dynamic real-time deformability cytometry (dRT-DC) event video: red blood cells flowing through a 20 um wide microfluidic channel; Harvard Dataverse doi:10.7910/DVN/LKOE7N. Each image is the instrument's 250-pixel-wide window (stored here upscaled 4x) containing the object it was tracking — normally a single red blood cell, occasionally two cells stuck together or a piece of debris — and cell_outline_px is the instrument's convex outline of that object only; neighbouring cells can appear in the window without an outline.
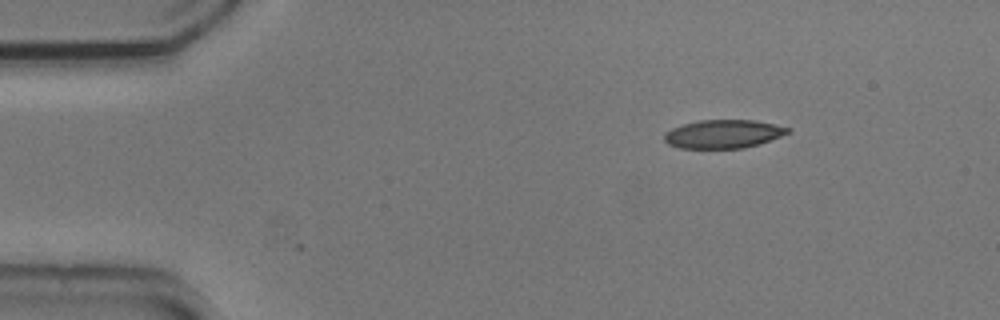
{"species": "common noctule bat (a hibernating species)", "species_latin": "Nyctalus noctula", "temperature_condition": "cold", "stored_images_in_passage": 2, "camera_frame_rate_fps": 3000, "um_per_image_px": 0.085, "animal": {"sex": "male", "body_mass_g": 20.5, "forearm_length_mm": 52.5}, "frame": {"image": 1, "passage_image": 1, "time_ms": 0.0, "image_size_px": [1000, 320], "cell_outline_px": [[792, 132], [760, 144], [744, 148], [680, 148], [668, 144], [664, 140], [664, 132], [672, 128], [684, 124], [700, 120], [752, 120], [792, 128]], "centroid_in_image_um": [61.5, 11.39], "position_along_channel_um": 23.5, "area_um2": 20.52}}